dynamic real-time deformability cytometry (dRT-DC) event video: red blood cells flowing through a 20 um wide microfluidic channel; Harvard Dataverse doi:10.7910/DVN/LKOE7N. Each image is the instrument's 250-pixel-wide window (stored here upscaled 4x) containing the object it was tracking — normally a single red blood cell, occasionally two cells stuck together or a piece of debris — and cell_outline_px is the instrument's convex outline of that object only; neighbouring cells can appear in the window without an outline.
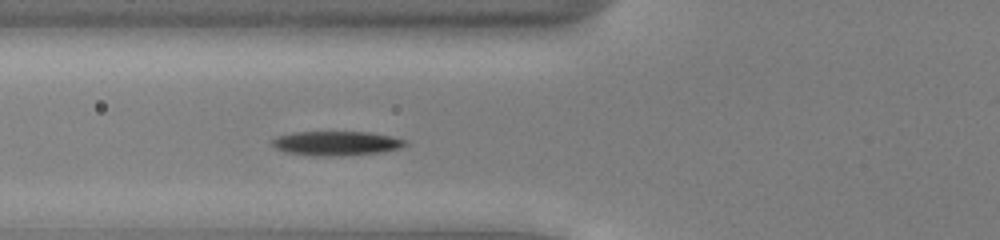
{"species": "common noctule bat (a hibernating species)", "species_latin": "Nyctalus noctula", "temperature_condition": "cold", "stored_images_in_passage": 45, "camera_frame_rate_fps": 3000, "um_per_image_px": 0.085, "animal": {"sex": "male", "body_mass_g": 13.0, "forearm_length_mm": 53.1}, "frame": {"image": 1, "passage_image": 12, "time_ms": 3.667, "image_size_px": [1000, 240], "cell_outline_px": [[408, 144], [400, 148], [380, 152], [332, 156], [320, 156], [284, 152], [276, 148], [272, 144], [272, 140], [276, 136], [292, 132], [368, 132], [392, 136], [408, 140]], "centroid_in_image_um": [28.6, 12.17], "position_along_channel_um": 97.2, "area_um2": 18.84}}
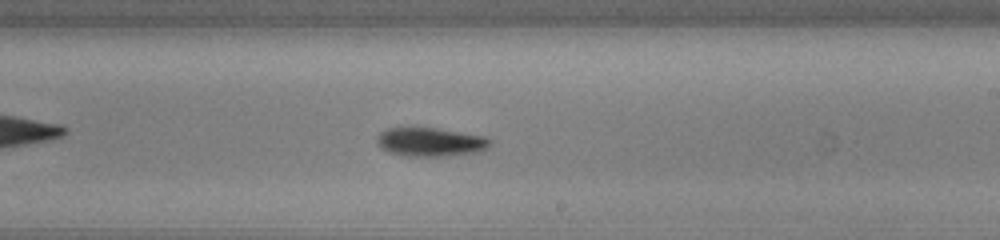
{"frame": {"image": 2, "passage_image": 24, "time_ms": 7.667, "image_size_px": [1000, 240], "cell_outline_px": [[492, 144], [488, 148], [476, 152], [448, 156], [408, 156], [388, 152], [376, 144], [376, 136], [380, 132], [388, 128], [436, 128], [488, 136], [492, 140]], "centroid_in_image_um": [36.61, 12.07], "position_along_channel_um": 252.4, "area_um2": 19.19}}
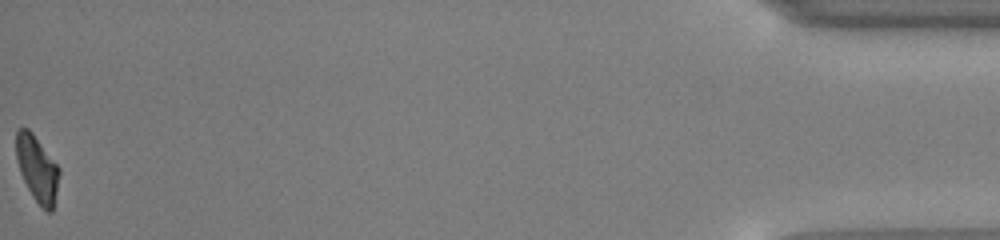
{"frame": {"image": 3, "passage_image": 45, "time_ms": 14.667, "image_size_px": [1000, 240], "cell_outline_px": [[60, 172], [52, 212], [48, 212], [32, 196], [20, 172], [16, 156], [16, 132], [20, 128], [28, 128], [32, 132], [60, 168]], "centroid_in_image_um": [3.16, 14.31], "position_along_channel_um": 432.0, "area_um2": 16.24}, "authors_computed_cell_mechanics": {"area_um2": 18.2648, "velocity_mm_per_s": 3.881, "shape_relaxation_time_tau1_ms": 1.8494, "shape_relaxation_time_tau2_ms": 5.2398, "deformation_change_tau1": 0.103, "deformation_change_tau2": 0.1118}}